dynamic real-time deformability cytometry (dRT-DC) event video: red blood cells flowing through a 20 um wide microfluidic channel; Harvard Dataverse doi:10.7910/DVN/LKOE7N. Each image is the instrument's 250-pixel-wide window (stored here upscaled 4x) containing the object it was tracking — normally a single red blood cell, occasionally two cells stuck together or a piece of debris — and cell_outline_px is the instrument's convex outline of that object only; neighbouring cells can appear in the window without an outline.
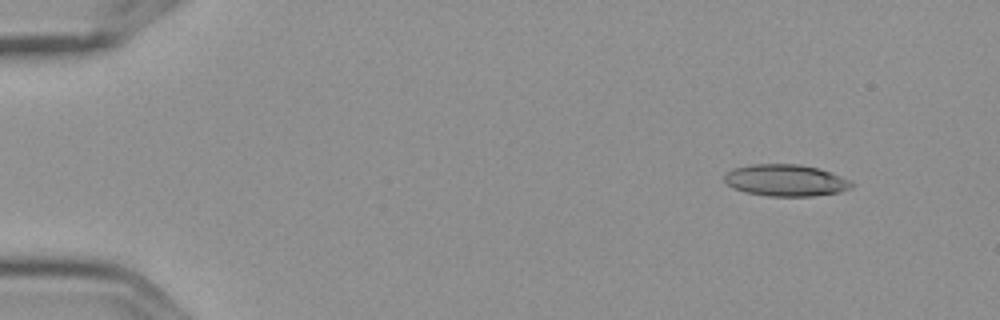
{"species": "Egyptian fruit bat (a non-hibernating species)", "species_latin": "Rousettus aegyptiacus", "temperature_condition": "cold", "stored_images_in_passage": 4, "camera_frame_rate_fps": 3000, "um_per_image_px": 0.085, "frame": {"image": 1, "passage_image": 1, "time_ms": 0.0, "image_size_px": [1000, 320], "cell_outline_px": [[856, 184], [852, 188], [840, 192], [812, 196], [768, 196], [744, 192], [732, 188], [724, 180], [724, 176], [732, 168], [752, 164], [800, 164], [820, 168], [852, 180]], "centroid_in_image_um": [66.83, 15.33], "position_along_channel_um": 18.2, "area_um2": 23.87}}
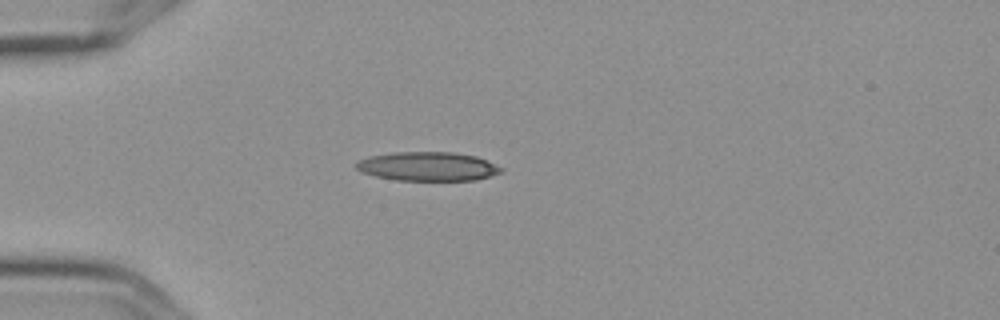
{"frame": {"image": 2, "passage_image": 4, "time_ms": 1.0, "image_size_px": [1000, 320], "cell_outline_px": [[504, 168], [500, 172], [476, 180], [396, 180], [376, 176], [364, 172], [356, 168], [352, 164], [356, 160], [368, 156], [392, 152], [452, 152], [476, 156]], "centroid_in_image_um": [36.3, 14.13], "position_along_channel_um": 48.7, "area_um2": 24.45}}